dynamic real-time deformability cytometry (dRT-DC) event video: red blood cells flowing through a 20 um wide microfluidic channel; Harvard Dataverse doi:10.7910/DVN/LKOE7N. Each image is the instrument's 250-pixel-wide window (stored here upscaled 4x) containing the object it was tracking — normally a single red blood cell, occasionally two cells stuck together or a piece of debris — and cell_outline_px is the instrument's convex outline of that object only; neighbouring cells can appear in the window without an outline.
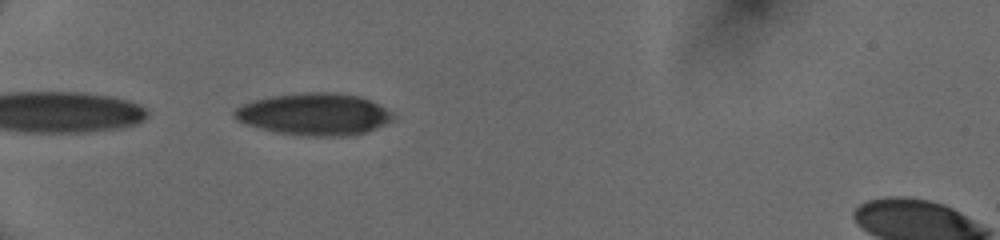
{"species": "human", "species_latin": "Homo sapiens", "temperature_condition": "cold", "stored_images_in_passage": 1, "camera_frame_rate_fps": 3000, "um_per_image_px": 0.085, "donor": {"sex": "female"}, "frame": {"image": 1, "passage_image": 1, "time_ms": 0.0, "image_size_px": [1000, 240], "cell_outline_px": [[392, 120], [376, 128], [364, 132], [344, 136], [308, 136], [276, 132], [244, 124], [236, 120], [232, 116], [232, 112], [236, 108], [252, 100], [268, 96], [296, 92], [336, 92], [360, 96], [372, 100], [392, 112]], "centroid_in_image_um": [26.67, 9.69], "position_along_channel_um": 58.3, "area_um2": 39.13}}